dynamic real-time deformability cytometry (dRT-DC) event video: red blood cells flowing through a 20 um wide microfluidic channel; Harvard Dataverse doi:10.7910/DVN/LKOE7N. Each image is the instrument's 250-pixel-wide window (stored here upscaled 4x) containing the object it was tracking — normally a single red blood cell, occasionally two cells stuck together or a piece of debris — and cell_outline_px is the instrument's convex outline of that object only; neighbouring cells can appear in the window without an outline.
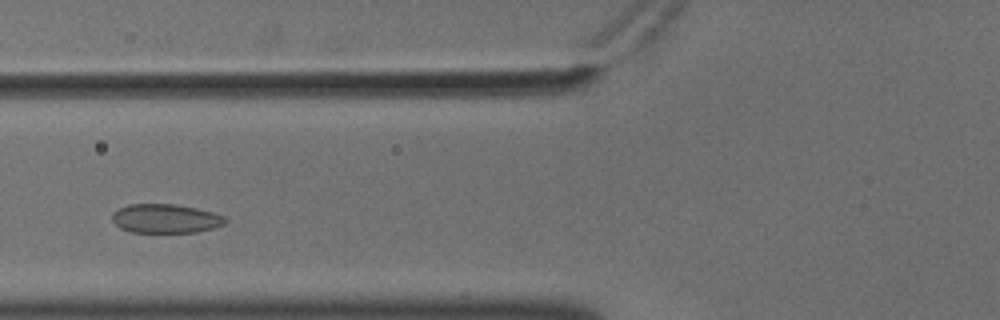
{"species": "common noctule bat (a hibernating species)", "species_latin": "Nyctalus noctula", "temperature_condition": "cold", "stored_images_in_passage": 45, "camera_frame_rate_fps": 3000, "um_per_image_px": 0.085, "animal": {"sex": "male", "body_mass_g": 18.8}, "frame": {"image": 1, "passage_image": 11, "time_ms": 3.333, "image_size_px": [1000, 320], "cell_outline_px": [[228, 220], [224, 224], [212, 228], [196, 232], [132, 232], [120, 228], [112, 220], [112, 212], [128, 204], [176, 204], [196, 208], [212, 212], [224, 216]], "centroid_in_image_um": [14.06, 18.57], "position_along_channel_um": 111.7, "area_um2": 19.07}}
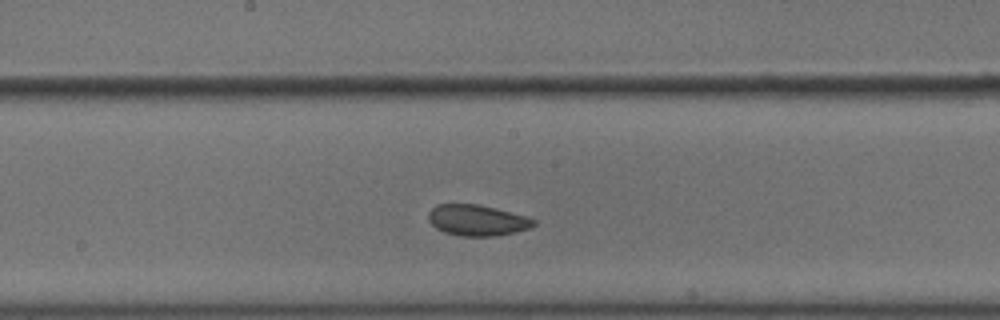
{"frame": {"image": 2, "passage_image": 19, "time_ms": 6.0, "image_size_px": [1000, 320], "cell_outline_px": [[536, 224], [532, 228], [516, 232], [496, 236], [460, 236], [444, 232], [436, 228], [428, 220], [428, 212], [436, 204], [480, 204], [524, 216], [536, 220]], "centroid_in_image_um": [40.55, 18.73], "position_along_channel_um": 207.7, "area_um2": 19.07}}
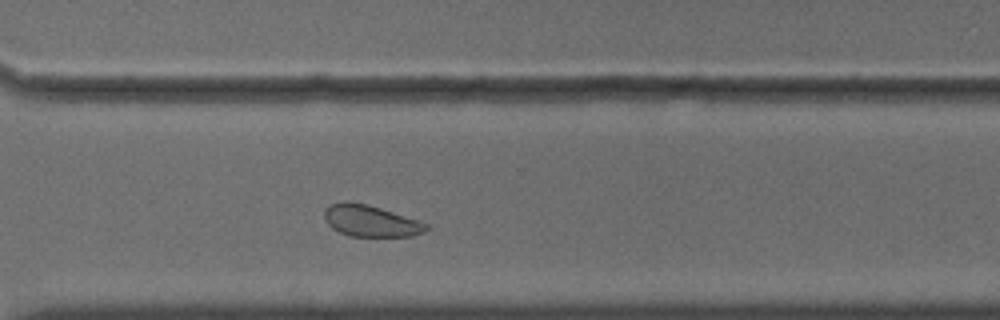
{"frame": {"image": 3, "passage_image": 30, "time_ms": 9.667, "image_size_px": [1000, 320], "cell_outline_px": [[432, 228], [424, 232], [412, 236], [352, 236], [340, 232], [332, 228], [324, 220], [324, 212], [332, 204], [344, 200], [368, 204], [428, 224]], "centroid_in_image_um": [31.51, 18.78], "position_along_channel_um": 339.1, "area_um2": 18.55}, "authors_computed_cell_mechanics": {"area_um2": 19.5942, "velocity_mm_per_s": 3.5913, "shape_relaxation_time_tau1_ms": 3.3052, "shape_relaxation_time_tau2_ms": null, "deformation_change_tau1": 0.0549, "deformation_change_tau2": null}}